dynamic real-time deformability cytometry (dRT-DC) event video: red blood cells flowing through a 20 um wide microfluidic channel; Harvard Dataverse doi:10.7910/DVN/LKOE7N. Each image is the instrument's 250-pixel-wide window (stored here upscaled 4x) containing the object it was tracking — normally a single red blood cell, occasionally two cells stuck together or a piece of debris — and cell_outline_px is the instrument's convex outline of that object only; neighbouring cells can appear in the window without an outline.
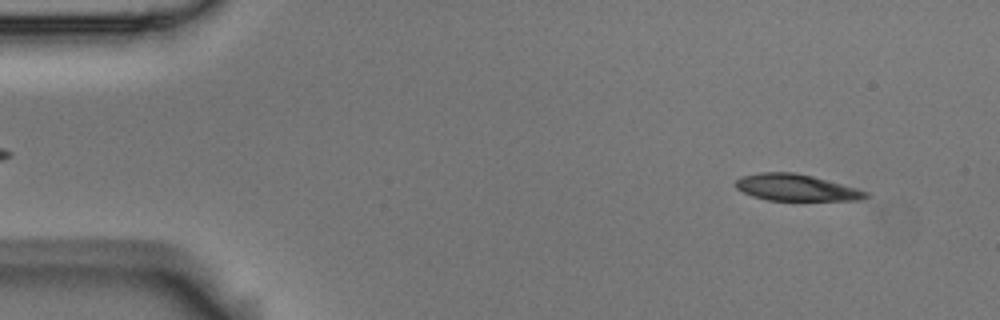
{"species": "Egyptian fruit bat (a non-hibernating species)", "species_latin": "Rousettus aegyptiacus", "temperature_condition": "room temperature", "stored_images_in_passage": 53, "camera_frame_rate_fps": 3000, "um_per_image_px": 0.085, "animal": {"sex": "male"}, "frame": {"image": 1, "passage_image": 4, "time_ms": 1.0, "image_size_px": [1000, 320], "cell_outline_px": [[872, 196], [860, 200], [768, 200], [752, 196], [736, 188], [732, 184], [740, 176], [760, 172], [796, 172], [812, 176], [856, 188], [868, 192]], "centroid_in_image_um": [67.64, 15.94], "position_along_channel_um": 17.4, "area_um2": 20.23}}
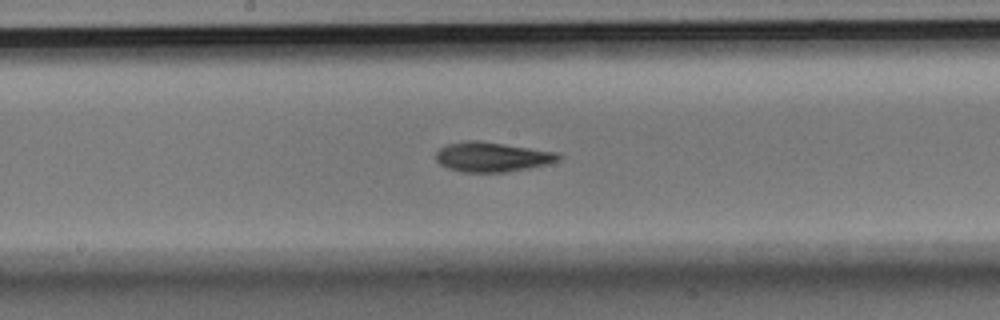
{"frame": {"image": 2, "passage_image": 27, "time_ms": 8.667, "image_size_px": [1000, 320], "cell_outline_px": [[560, 156], [556, 160], [548, 164], [508, 172], [464, 172], [448, 168], [440, 164], [436, 160], [436, 152], [440, 148], [448, 144], [464, 140], [480, 140], [556, 152]], "centroid_in_image_um": [41.78, 13.33], "position_along_channel_um": 206.4, "area_um2": 21.1}}
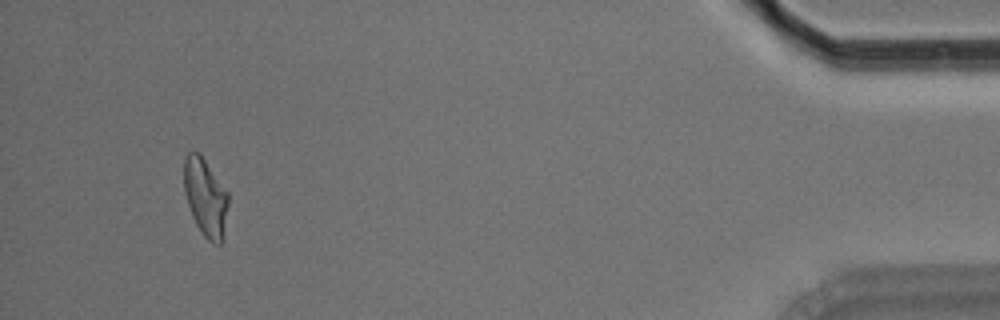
{"frame": {"image": 3, "passage_image": 50, "time_ms": 16.333, "image_size_px": [1000, 320], "cell_outline_px": [[228, 204], [220, 244], [212, 244], [204, 236], [196, 224], [192, 216], [184, 192], [184, 156], [188, 152], [200, 152], [228, 192]], "centroid_in_image_um": [17.44, 16.72], "position_along_channel_um": 417.8, "area_um2": 19.94}, "authors_computed_cell_mechanics": {"area_um2": 20.6346, "velocity_mm_per_s": 3.6868, "shape_relaxation_time_tau1_ms": 6.2344, "shape_relaxation_time_tau2_ms": 4.7973, "deformation_change_tau1": 0.1894, "deformation_change_tau2": 0.1165}}